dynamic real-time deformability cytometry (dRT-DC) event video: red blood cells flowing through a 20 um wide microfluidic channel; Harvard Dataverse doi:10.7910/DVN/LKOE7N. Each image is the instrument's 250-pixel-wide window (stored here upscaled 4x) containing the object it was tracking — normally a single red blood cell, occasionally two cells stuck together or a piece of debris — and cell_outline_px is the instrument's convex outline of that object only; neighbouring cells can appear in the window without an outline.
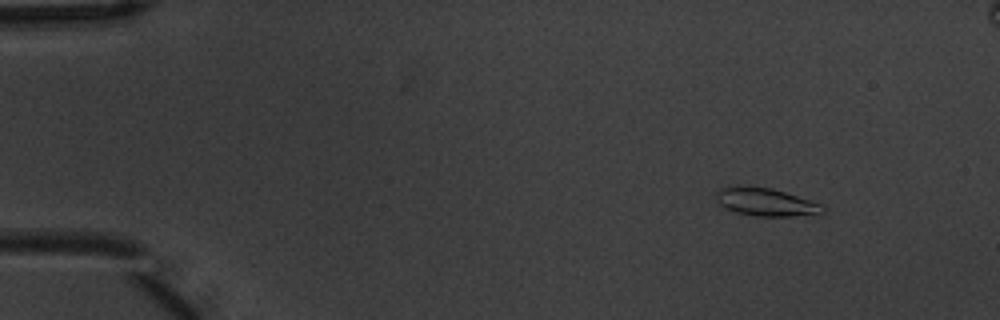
{"species": "common noctule bat (a hibernating species)", "species_latin": "Nyctalus noctula", "temperature_condition": "warm", "stored_images_in_passage": 5, "camera_frame_rate_fps": 3000, "um_per_image_px": 0.085, "animal": {"sex": "male", "body_mass_g": 20.1, "forearm_length_mm": 53.5}, "frame": {"image": 1, "passage_image": 2, "time_ms": 0.333, "image_size_px": [1000, 320], "cell_outline_px": [[828, 208], [820, 216], [756, 216], [736, 212], [724, 208], [716, 200], [716, 192], [720, 188], [732, 184], [748, 184], [772, 188], [820, 204]], "centroid_in_image_um": [65.09, 17.16], "position_along_channel_um": 19.9, "area_um2": 18.03}}